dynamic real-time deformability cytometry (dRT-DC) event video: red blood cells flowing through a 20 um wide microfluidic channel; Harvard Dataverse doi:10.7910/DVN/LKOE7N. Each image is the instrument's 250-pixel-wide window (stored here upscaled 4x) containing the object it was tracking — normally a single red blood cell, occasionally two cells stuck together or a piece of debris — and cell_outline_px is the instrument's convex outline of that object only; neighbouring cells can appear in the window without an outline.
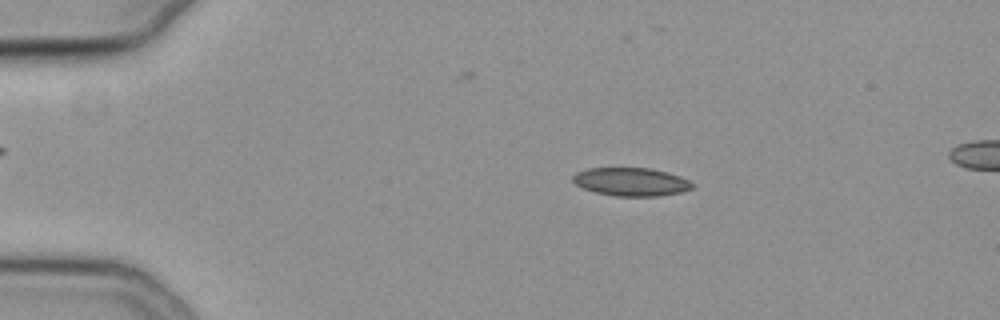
{"species": "common noctule bat (a hibernating species)", "species_latin": "Nyctalus noctula", "temperature_condition": "cold", "stored_images_in_passage": 56, "camera_frame_rate_fps": 3000, "um_per_image_px": 0.085, "animal": {"sex": "female", "body_mass_g": 19.3, "forearm_length_mm": 54.1}, "frame": {"image": 1, "passage_image": 11, "time_ms": 3.333, "image_size_px": [1000, 320], "cell_outline_px": [[696, 184], [692, 188], [680, 192], [660, 196], [616, 196], [596, 192], [584, 188], [576, 184], [572, 180], [572, 176], [576, 172], [588, 168], [648, 168], [668, 172], [680, 176]], "centroid_in_image_um": [53.66, 15.45], "position_along_channel_um": 31.3, "area_um2": 19.65}}
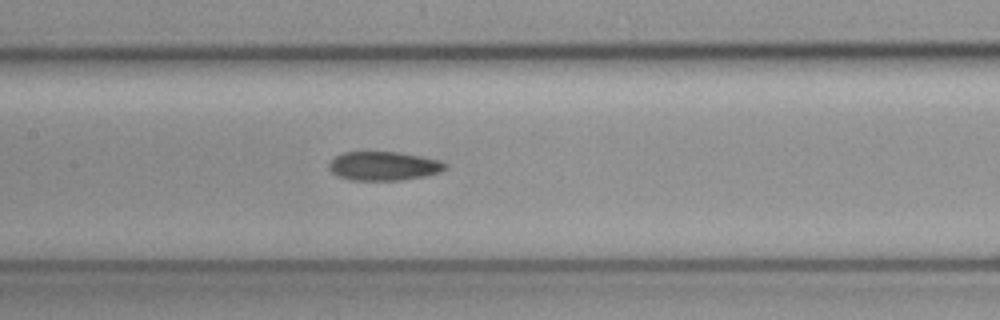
{"frame": {"image": 2, "passage_image": 27, "time_ms": 8.667, "image_size_px": [1000, 320], "cell_outline_px": [[448, 168], [440, 172], [424, 176], [400, 180], [352, 180], [336, 176], [328, 168], [328, 164], [336, 156], [344, 152], [400, 152], [440, 160], [448, 164]], "centroid_in_image_um": [32.63, 14.11], "position_along_channel_um": 174.8, "area_um2": 19.65}}
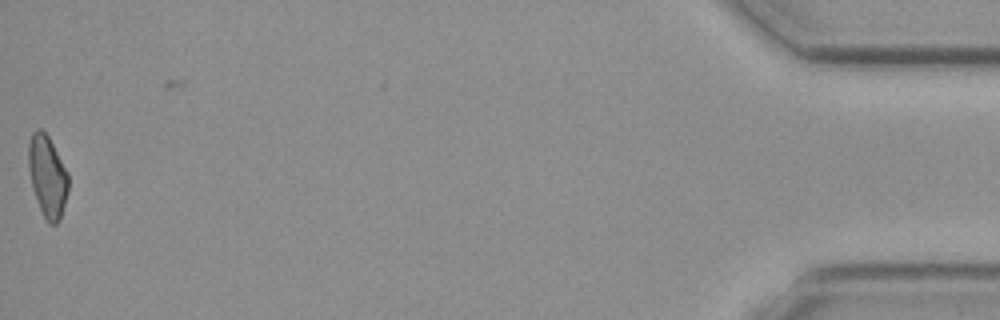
{"frame": {"image": 3, "passage_image": 55, "time_ms": 18.0, "image_size_px": [1000, 320], "cell_outline_px": [[68, 188], [60, 220], [56, 224], [48, 224], [36, 200], [32, 188], [28, 168], [28, 144], [32, 132], [36, 128], [40, 128], [48, 136], [68, 172]], "centroid_in_image_um": [4.01, 14.97], "position_along_channel_um": 431.2, "area_um2": 18.96}}